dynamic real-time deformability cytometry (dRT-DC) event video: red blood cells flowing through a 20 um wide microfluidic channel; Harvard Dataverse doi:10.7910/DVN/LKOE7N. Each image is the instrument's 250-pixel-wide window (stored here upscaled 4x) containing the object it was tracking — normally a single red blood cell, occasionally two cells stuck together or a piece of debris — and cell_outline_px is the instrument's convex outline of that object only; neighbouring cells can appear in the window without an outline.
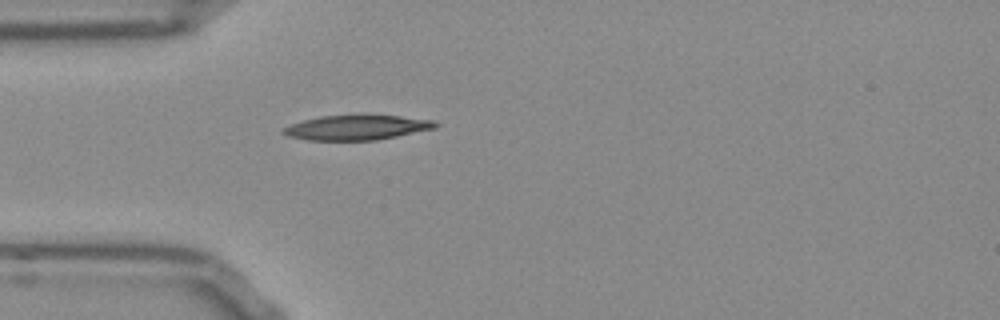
{"species": "Egyptian fruit bat (a non-hibernating species)", "species_latin": "Rousettus aegyptiacus", "temperature_condition": "room temperature", "stored_images_in_passage": 39, "camera_frame_rate_fps": 3000, "um_per_image_px": 0.085, "frame": {"image": 1, "passage_image": 1, "time_ms": 0.0, "image_size_px": [1000, 320], "cell_outline_px": [[440, 124], [436, 128], [376, 140], [308, 140], [288, 136], [280, 132], [284, 128], [292, 124], [304, 120], [320, 116], [360, 112], [368, 112], [432, 120]], "centroid_in_image_um": [30.35, 10.79], "position_along_channel_um": 54.7, "area_um2": 22.83}}
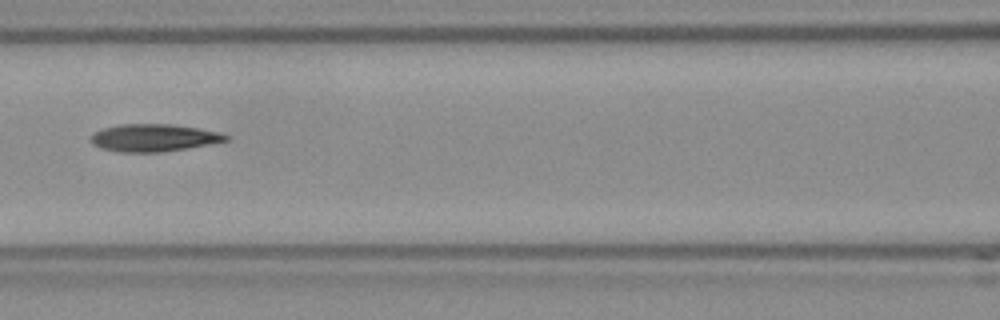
{"frame": {"image": 2, "passage_image": 9, "time_ms": 2.667, "image_size_px": [1000, 320], "cell_outline_px": [[232, 136], [228, 140], [188, 148], [160, 152], [120, 152], [100, 148], [92, 144], [92, 136], [96, 132], [104, 128], [120, 124], [172, 124], [200, 128], [220, 132]], "centroid_in_image_um": [13.12, 11.71], "position_along_channel_um": 153.5, "area_um2": 21.56}}
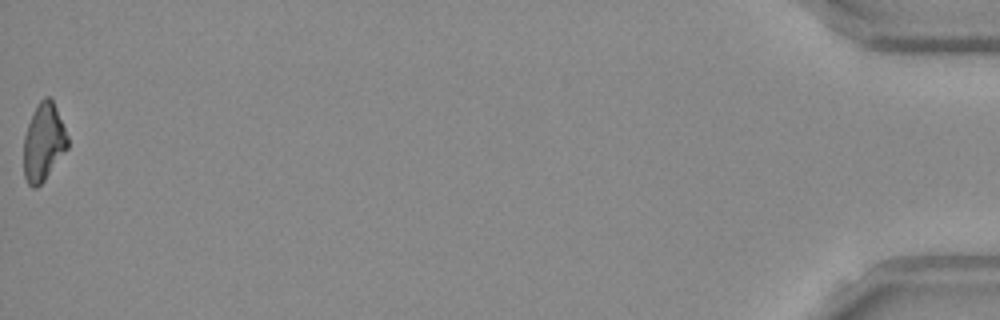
{"frame": {"image": 3, "passage_image": 39, "time_ms": 12.667, "image_size_px": [1000, 320], "cell_outline_px": [[68, 148], [44, 180], [36, 188], [32, 188], [28, 184], [24, 176], [24, 136], [32, 112], [36, 104], [44, 96], [48, 96], [52, 100], [56, 108], [68, 136]], "centroid_in_image_um": [3.69, 12.08], "position_along_channel_um": 431.5, "area_um2": 19.83}, "authors_computed_cell_mechanics": {"area_um2": 21.097, "velocity_mm_per_s": 3.8302, "shape_relaxation_time_tau1_ms": 5.9424, "shape_relaxation_time_tau2_ms": null, "deformation_change_tau1": 0.183, "deformation_change_tau2": null}}